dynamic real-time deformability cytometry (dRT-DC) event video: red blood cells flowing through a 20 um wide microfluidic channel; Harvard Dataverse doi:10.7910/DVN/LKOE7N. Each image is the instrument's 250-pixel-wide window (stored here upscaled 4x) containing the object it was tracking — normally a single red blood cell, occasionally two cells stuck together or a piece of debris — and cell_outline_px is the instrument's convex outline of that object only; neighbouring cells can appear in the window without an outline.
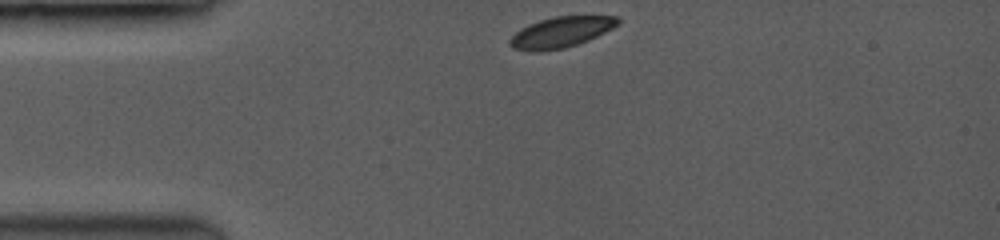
{"species": "common noctule bat (a hibernating species)", "species_latin": "Nyctalus noctula", "temperature_condition": "room temperature", "stored_images_in_passage": 36, "camera_frame_rate_fps": 3500, "um_per_image_px": 0.085, "animal": {"sex": "female", "body_mass_g": 19.0, "forearm_length_mm": 53.3}, "frame": {"image": 1, "passage_image": 1, "time_ms": 0.0, "image_size_px": [1000, 240], "cell_outline_px": [[620, 24], [588, 40], [564, 48], [512, 48], [508, 44], [508, 40], [520, 28], [528, 24], [552, 16], [616, 16], [620, 20]], "centroid_in_image_um": [47.72, 2.67], "position_along_channel_um": 37.3, "area_um2": 18.55}}
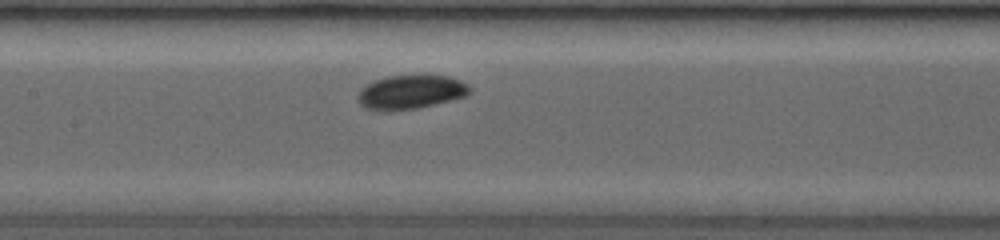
{"frame": {"image": 2, "passage_image": 18, "time_ms": 4.286, "image_size_px": [1000, 240], "cell_outline_px": [[468, 92], [464, 96], [412, 108], [368, 108], [360, 100], [360, 92], [368, 84], [376, 80], [388, 76], [448, 76], [460, 80], [468, 84]], "centroid_in_image_um": [34.97, 7.77], "position_along_channel_um": 172.4, "area_um2": 20.35}}
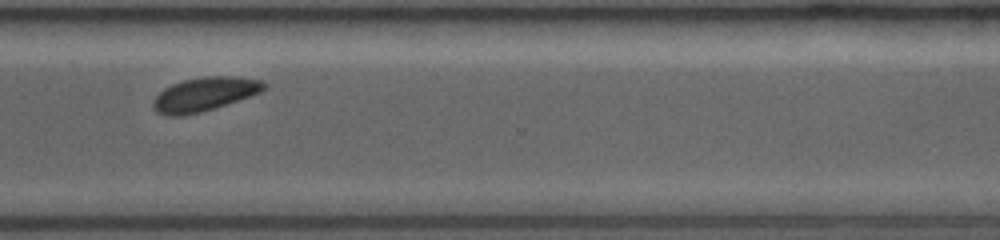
{"frame": {"image": 3, "passage_image": 35, "time_ms": 8.857, "image_size_px": [1000, 240], "cell_outline_px": [[264, 88], [260, 92], [216, 108], [184, 116], [168, 116], [156, 112], [152, 104], [152, 100], [164, 88], [172, 84], [184, 80], [208, 76], [232, 76], [260, 80], [264, 84]], "centroid_in_image_um": [17.32, 8.02], "position_along_channel_um": 353.3, "area_um2": 21.62}}